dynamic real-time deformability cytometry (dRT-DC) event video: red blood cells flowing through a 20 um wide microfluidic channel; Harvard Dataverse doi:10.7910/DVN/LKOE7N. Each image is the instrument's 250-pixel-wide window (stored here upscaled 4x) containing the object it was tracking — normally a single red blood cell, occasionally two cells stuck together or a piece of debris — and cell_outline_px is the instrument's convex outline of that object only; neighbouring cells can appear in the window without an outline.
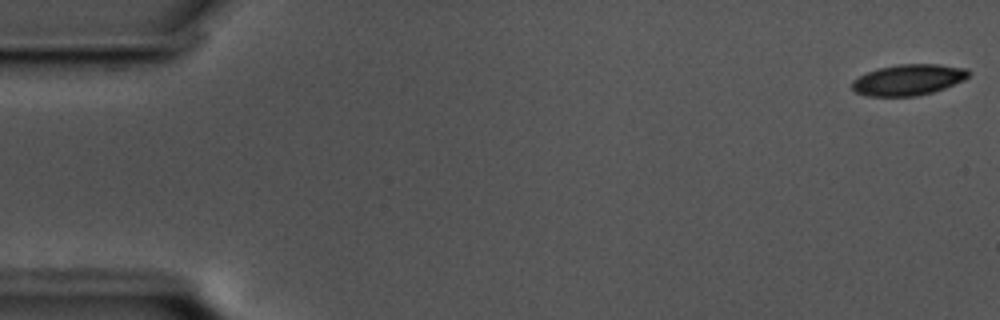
{"species": "common noctule bat (a hibernating species)", "species_latin": "Nyctalus noctula", "temperature_condition": "cold", "stored_images_in_passage": 40, "camera_frame_rate_fps": 3000, "um_per_image_px": 0.085, "animal": {"sex": "male", "body_mass_g": 17.5, "forearm_length_mm": 52.3}, "frame": {"image": 1, "passage_image": 1, "time_ms": 0.0, "image_size_px": [1000, 320], "cell_outline_px": [[968, 76], [964, 80], [944, 88], [932, 92], [916, 96], [868, 96], [856, 92], [852, 88], [852, 80], [876, 68], [900, 64], [936, 64], [968, 68]], "centroid_in_image_um": [77.2, 6.78], "position_along_channel_um": 7.8, "area_um2": 20.92}}
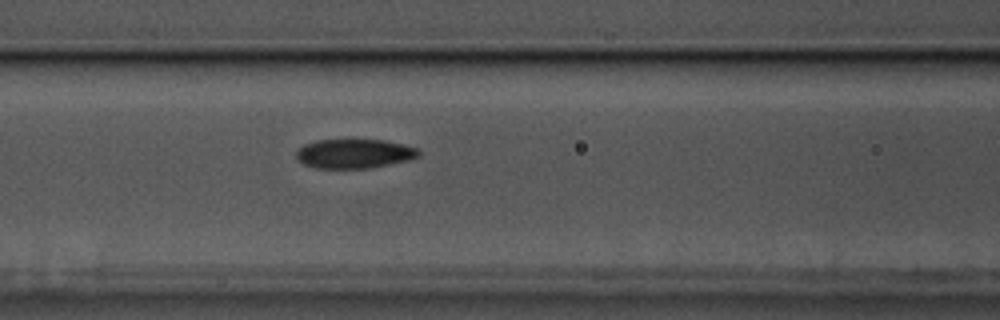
{"frame": {"image": 2, "passage_image": 24, "time_ms": 7.667, "image_size_px": [1000, 320], "cell_outline_px": [[420, 156], [408, 160], [372, 168], [316, 168], [304, 164], [296, 160], [296, 152], [304, 144], [316, 140], [384, 140], [404, 144], [416, 148], [420, 152]], "centroid_in_image_um": [30.11, 13.06], "position_along_channel_um": 136.5, "area_um2": 20.92}}
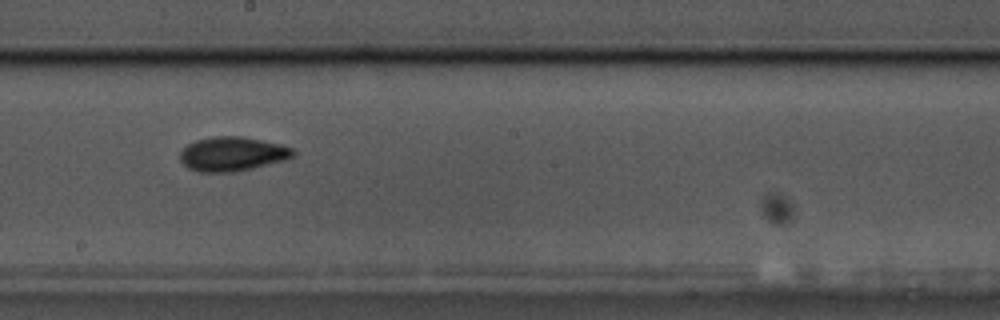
{"frame": {"image": 3, "passage_image": 32, "time_ms": 10.333, "image_size_px": [1000, 320], "cell_outline_px": [[296, 152], [292, 156], [284, 160], [236, 172], [200, 172], [188, 168], [180, 160], [180, 152], [188, 144], [196, 140], [212, 136], [240, 136], [280, 144], [292, 148]], "centroid_in_image_um": [19.72, 13.09], "position_along_channel_um": 228.5, "area_um2": 22.43}}